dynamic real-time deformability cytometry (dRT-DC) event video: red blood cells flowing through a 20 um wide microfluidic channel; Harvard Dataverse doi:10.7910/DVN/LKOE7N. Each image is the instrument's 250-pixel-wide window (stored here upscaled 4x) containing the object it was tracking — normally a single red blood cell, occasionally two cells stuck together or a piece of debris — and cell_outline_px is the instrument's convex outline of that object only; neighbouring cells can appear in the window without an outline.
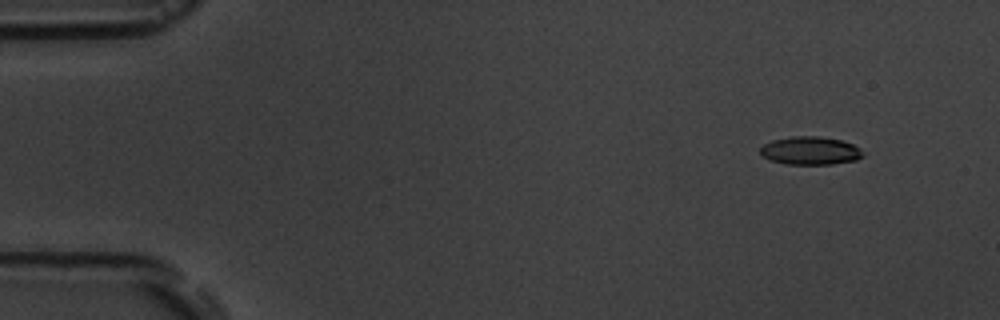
{"species": "common noctule bat (a hibernating species)", "species_latin": "Nyctalus noctula", "temperature_condition": "room temperature", "stored_images_in_passage": 5, "camera_frame_rate_fps": 3000, "um_per_image_px": 0.085, "animal": {"sex": "male", "body_mass_g": 19.5, "forearm_length_mm": 54.6}, "frame": {"image": 1, "passage_image": 1, "time_ms": 0.0, "image_size_px": [1000, 320], "cell_outline_px": [[864, 156], [856, 160], [832, 164], [784, 164], [772, 160], [764, 156], [760, 152], [760, 148], [764, 144], [772, 140], [792, 136], [820, 136], [840, 140], [852, 144], [860, 148]], "centroid_in_image_um": [68.89, 12.8], "position_along_channel_um": 16.1, "area_um2": 16.76}}
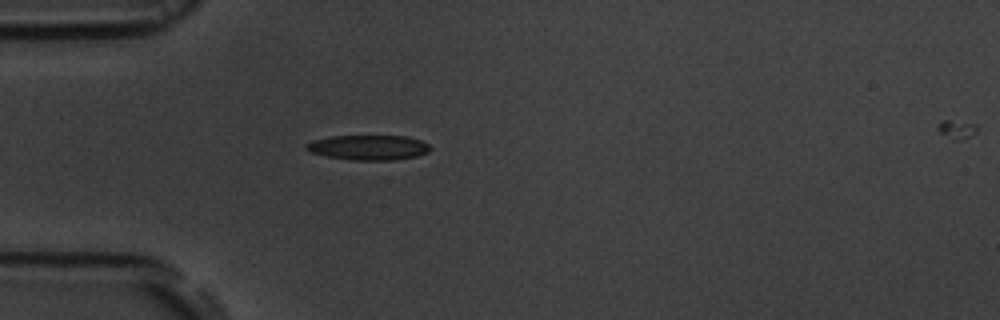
{"frame": {"image": 2, "passage_image": 4, "time_ms": 3.667, "image_size_px": [1000, 320], "cell_outline_px": [[432, 148], [428, 152], [416, 156], [392, 160], [356, 160], [328, 156], [312, 152], [304, 148], [304, 144], [312, 140], [328, 136], [408, 136], [420, 140], [428, 144]], "centroid_in_image_um": [31.32, 12.52], "position_along_channel_um": 53.7, "area_um2": 17.98}}